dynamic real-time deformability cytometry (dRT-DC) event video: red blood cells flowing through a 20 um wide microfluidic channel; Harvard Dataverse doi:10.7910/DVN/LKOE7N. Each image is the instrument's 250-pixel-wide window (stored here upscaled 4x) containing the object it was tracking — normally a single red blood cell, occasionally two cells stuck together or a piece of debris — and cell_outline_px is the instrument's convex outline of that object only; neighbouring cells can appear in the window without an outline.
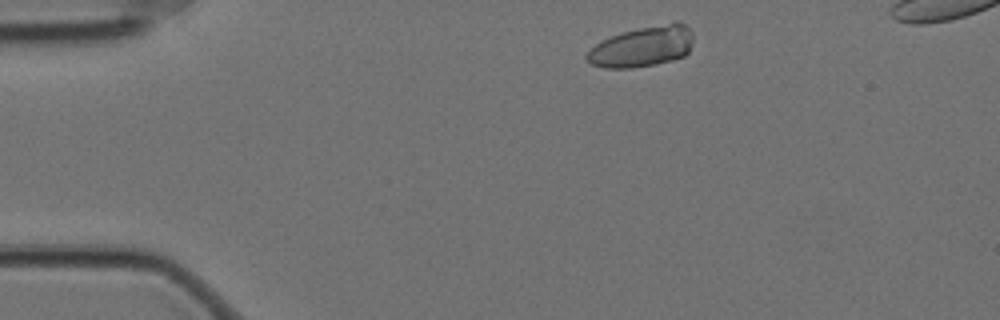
{"species": "Egyptian fruit bat (a non-hibernating species)", "species_latin": "Rousettus aegyptiacus", "temperature_condition": "cold", "stored_images_in_passage": 32, "camera_frame_rate_fps": 3000, "um_per_image_px": 0.085, "animal": {"sex": "female"}, "frame": {"image": 1, "passage_image": 2, "time_ms": 0.333, "image_size_px": [1000, 320], "cell_outline_px": [[692, 40], [688, 52], [684, 56], [672, 60], [656, 64], [632, 68], [604, 68], [592, 64], [584, 56], [596, 44], [612, 36], [624, 32], [640, 28], [676, 20], [680, 20], [692, 32]], "centroid_in_image_um": [54.63, 3.95], "position_along_channel_um": 30.4, "area_um2": 25.03}}
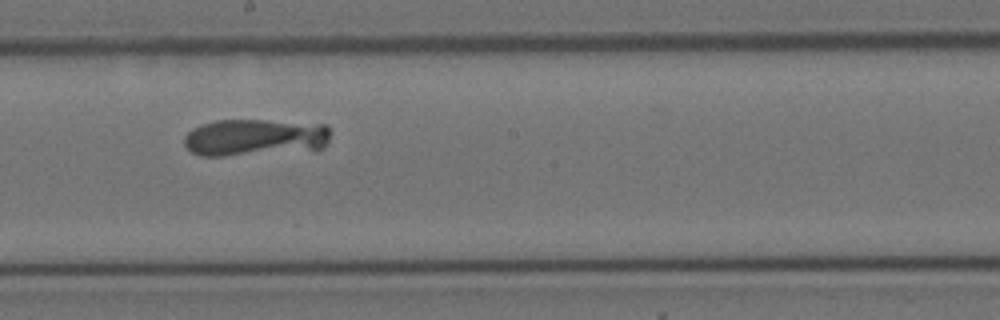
{"frame": {"image": 2, "passage_image": 24, "time_ms": 7.667, "image_size_px": [1000, 320], "cell_outline_px": [[328, 140], [316, 152], [224, 156], [200, 156], [192, 152], [184, 144], [184, 136], [192, 128], [216, 120], [264, 120], [328, 124]], "centroid_in_image_um": [21.71, 11.71], "position_along_channel_um": 226.5, "area_um2": 32.37}}
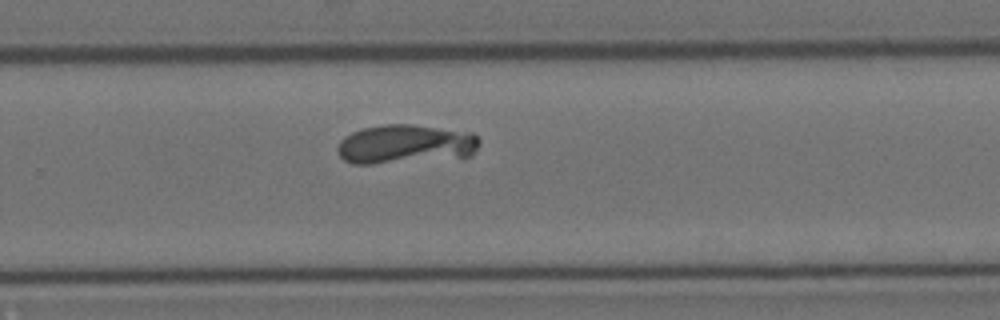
{"frame": {"image": 3, "passage_image": 30, "time_ms": 9.667, "image_size_px": [1000, 320], "cell_outline_px": [[480, 144], [472, 156], [372, 164], [352, 164], [344, 160], [340, 156], [336, 148], [340, 140], [344, 136], [352, 132], [364, 128], [384, 124], [412, 124], [472, 132], [480, 140]], "centroid_in_image_um": [34.46, 12.25], "position_along_channel_um": 295.3, "area_um2": 32.48}}